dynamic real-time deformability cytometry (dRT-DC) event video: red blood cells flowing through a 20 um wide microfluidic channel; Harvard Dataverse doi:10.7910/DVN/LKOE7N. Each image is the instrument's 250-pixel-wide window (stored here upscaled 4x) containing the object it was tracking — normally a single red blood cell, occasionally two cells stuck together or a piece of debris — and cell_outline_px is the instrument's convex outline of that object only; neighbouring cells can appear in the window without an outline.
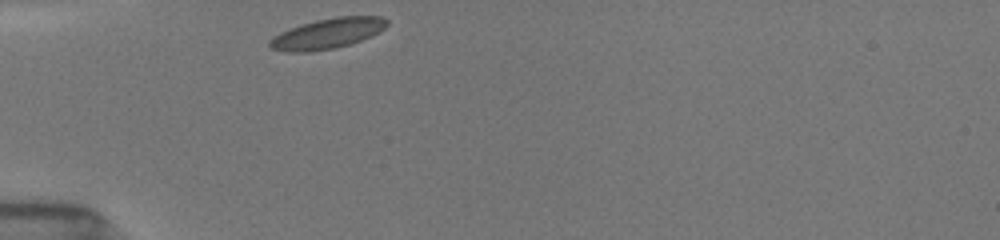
{"species": "common noctule bat (a hibernating species)", "species_latin": "Nyctalus noctula", "temperature_condition": "room temperature", "stored_images_in_passage": 26, "camera_frame_rate_fps": 3000, "um_per_image_px": 0.085, "animal": {"sex": "female", "body_mass_g": 19.5, "forearm_length_mm": 54.1}, "frame": {"image": 1, "passage_image": 1, "time_ms": 0.0, "image_size_px": [1000, 240], "cell_outline_px": [[388, 24], [384, 28], [372, 36], [336, 48], [308, 52], [288, 52], [272, 48], [268, 44], [268, 40], [280, 32], [300, 24], [316, 20], [336, 16], [384, 16], [388, 20]], "centroid_in_image_um": [27.84, 2.84], "position_along_channel_um": 57.2, "area_um2": 20.81}}
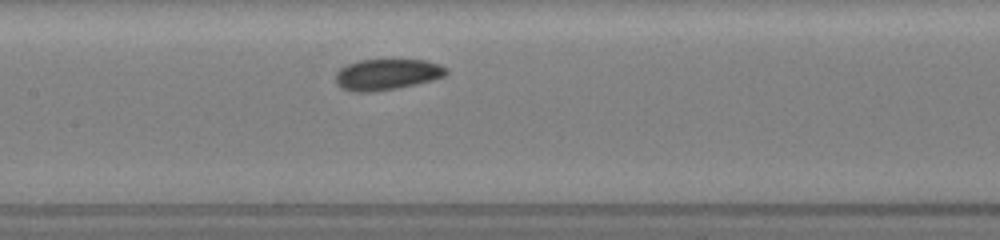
{"frame": {"image": 2, "passage_image": 12, "time_ms": 3.333, "image_size_px": [1000, 240], "cell_outline_px": [[448, 72], [444, 76], [432, 80], [416, 84], [396, 88], [372, 92], [352, 92], [340, 88], [336, 84], [336, 72], [340, 68], [348, 64], [360, 60], [424, 60], [440, 64], [448, 68]], "centroid_in_image_um": [32.88, 6.33], "position_along_channel_um": 174.5, "area_um2": 20.06}}
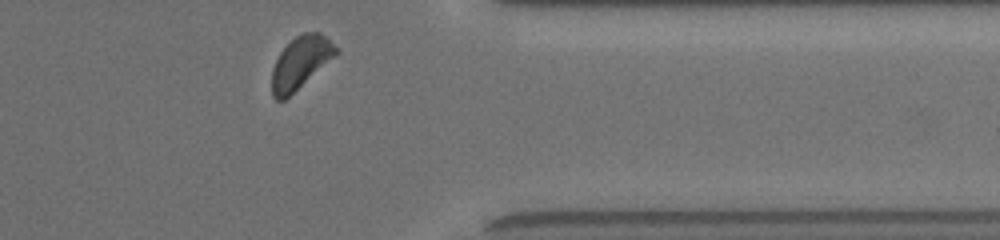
{"frame": {"image": 3, "passage_image": 26, "time_ms": 9.0, "image_size_px": [1000, 240], "cell_outline_px": [[340, 52], [336, 56], [284, 100], [276, 100], [272, 96], [272, 68], [280, 52], [296, 36], [304, 32], [320, 32], [340, 48]], "centroid_in_image_um": [25.58, 5.3], "position_along_channel_um": 385.8, "area_um2": 19.48}, "authors_computed_cell_mechanics": {"area_um2": 20.0566, "velocity_mm_per_s": 3.875, "shape_relaxation_time_tau1_ms": 1.2268, "shape_relaxation_time_tau2_ms": null, "deformation_change_tau1": 0.0451, "deformation_change_tau2": null}}